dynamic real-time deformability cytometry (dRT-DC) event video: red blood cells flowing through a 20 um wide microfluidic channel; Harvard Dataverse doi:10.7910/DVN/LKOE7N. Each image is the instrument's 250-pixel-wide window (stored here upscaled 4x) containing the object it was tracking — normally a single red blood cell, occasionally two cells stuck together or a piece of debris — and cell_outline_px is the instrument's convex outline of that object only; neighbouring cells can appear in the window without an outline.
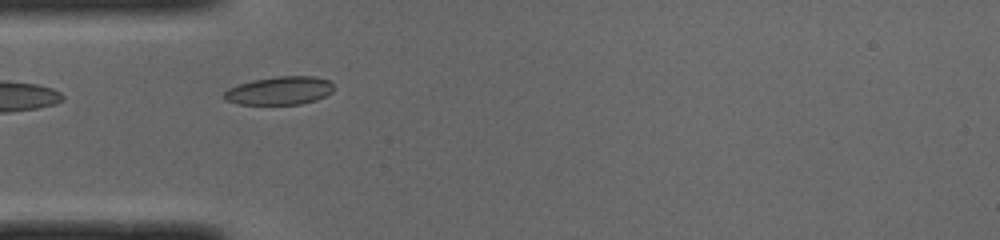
{"species": "common noctule bat (a hibernating species)", "species_latin": "Nyctalus noctula", "temperature_condition": "cold", "stored_images_in_passage": 36, "camera_frame_rate_fps": 3000, "um_per_image_px": 0.085, "animal": {"sex": "male", "body_mass_g": 19.0, "forearm_length_mm": 50.8}, "frame": {"image": 1, "passage_image": 1, "time_ms": 0.0, "image_size_px": [1000, 240], "cell_outline_px": [[332, 92], [316, 100], [300, 104], [240, 104], [228, 100], [224, 96], [224, 92], [228, 88], [252, 80], [276, 76], [316, 76], [328, 80], [332, 84]], "centroid_in_image_um": [23.78, 7.69], "position_along_channel_um": 61.2, "area_um2": 17.86}}
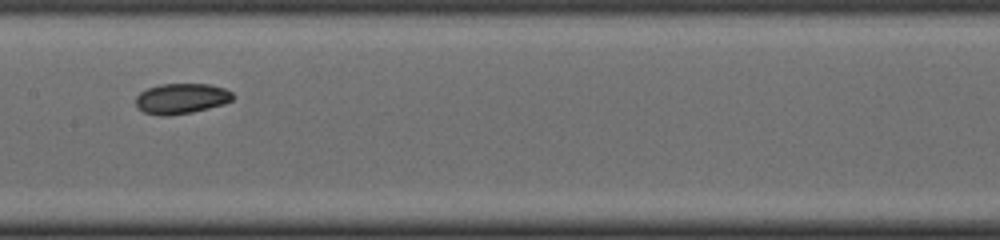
{"frame": {"image": 2, "passage_image": 11, "time_ms": 3.333, "image_size_px": [1000, 240], "cell_outline_px": [[236, 96], [232, 100], [224, 104], [192, 112], [164, 116], [160, 116], [144, 112], [136, 108], [136, 96], [140, 92], [148, 88], [160, 84], [208, 84], [224, 88], [232, 92]], "centroid_in_image_um": [15.41, 8.38], "position_along_channel_um": 192.0, "area_um2": 17.28}}
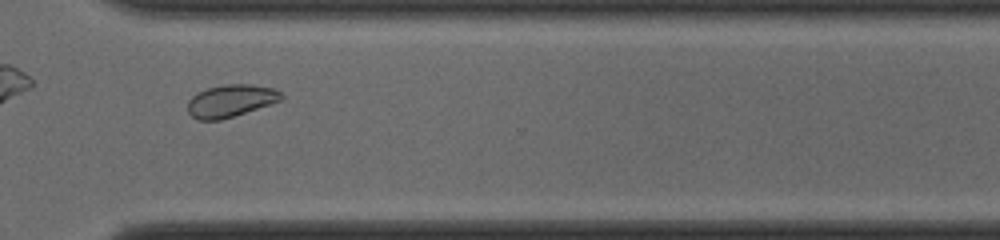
{"frame": {"image": 3, "passage_image": 23, "time_ms": 7.333, "image_size_px": [1000, 240], "cell_outline_px": [[284, 96], [280, 100], [220, 120], [196, 120], [188, 112], [188, 100], [196, 92], [208, 88], [224, 84], [248, 84], [272, 88], [280, 92]], "centroid_in_image_um": [19.54, 8.56], "position_along_channel_um": 351.1, "area_um2": 17.34}, "authors_computed_cell_mechanics": {"area_um2": 17.4845, "velocity_mm_per_s": 3.9521, "shape_relaxation_time_tau1_ms": 6.6837, "shape_relaxation_time_tau2_ms": null, "deformation_change_tau1": 0.1187, "deformation_change_tau2": null}}